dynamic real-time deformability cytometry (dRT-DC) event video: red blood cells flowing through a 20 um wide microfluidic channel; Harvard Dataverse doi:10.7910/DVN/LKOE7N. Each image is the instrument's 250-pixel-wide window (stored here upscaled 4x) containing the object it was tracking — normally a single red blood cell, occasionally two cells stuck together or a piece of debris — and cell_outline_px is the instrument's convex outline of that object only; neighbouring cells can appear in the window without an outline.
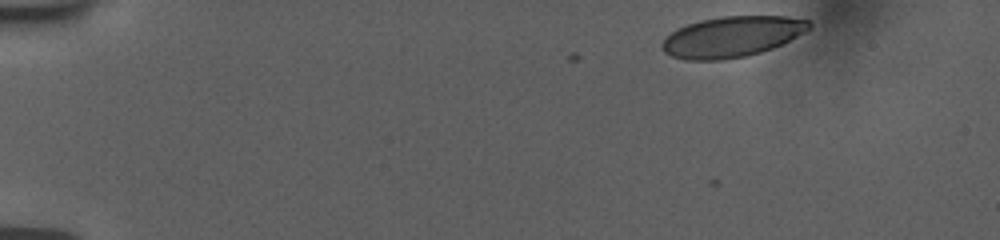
{"species": "human", "species_latin": "Homo sapiens", "temperature_condition": "room temperature", "stored_images_in_passage": 4, "camera_frame_rate_fps": 3000, "um_per_image_px": 0.085, "donor": {"sex": "female"}, "frame": {"image": 1, "passage_image": 1, "time_ms": 0.0, "image_size_px": [1000, 240], "cell_outline_px": [[812, 24], [804, 32], [772, 48], [748, 56], [724, 60], [684, 60], [672, 56], [664, 52], [660, 48], [660, 44], [676, 28], [700, 20], [720, 16], [784, 16], [808, 20]], "centroid_in_image_um": [62.16, 3.12], "position_along_channel_um": 22.8, "area_um2": 34.8}}
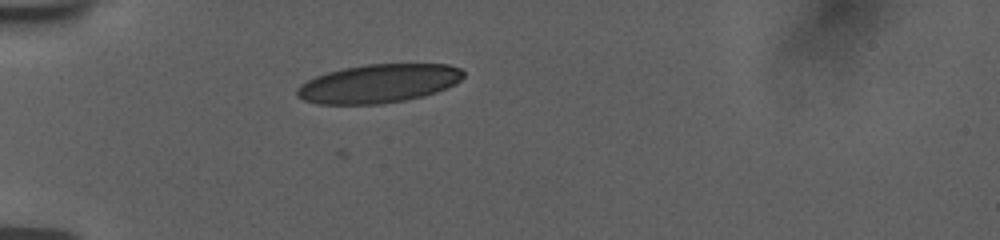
{"frame": {"image": 2, "passage_image": 4, "time_ms": 3.333, "image_size_px": [1000, 240], "cell_outline_px": [[464, 76], [460, 80], [436, 92], [424, 96], [404, 100], [380, 104], [316, 104], [304, 100], [296, 96], [296, 88], [300, 84], [316, 76], [328, 72], [344, 68], [368, 64], [448, 64], [460, 68], [464, 72]], "centroid_in_image_um": [32.15, 7.1], "position_along_channel_um": 52.9, "area_um2": 37.34}}